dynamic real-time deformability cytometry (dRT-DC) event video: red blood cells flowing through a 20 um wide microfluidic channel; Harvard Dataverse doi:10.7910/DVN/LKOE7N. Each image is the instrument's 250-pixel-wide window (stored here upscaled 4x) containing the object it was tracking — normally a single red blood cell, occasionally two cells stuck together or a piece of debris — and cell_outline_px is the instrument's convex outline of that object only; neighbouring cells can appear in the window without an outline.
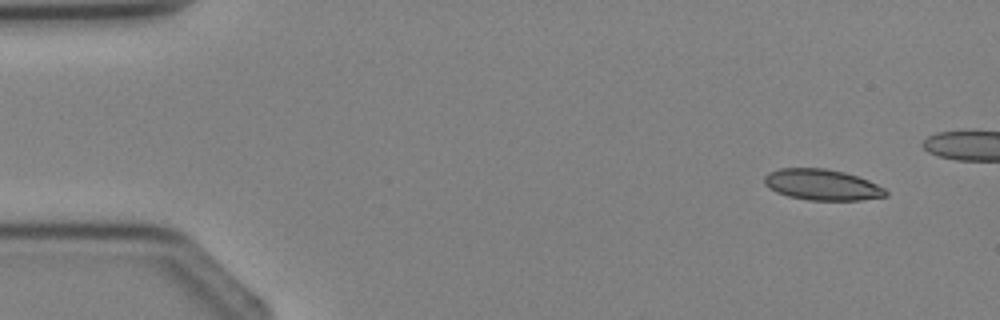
{"species": "Egyptian fruit bat (a non-hibernating species)", "species_latin": "Rousettus aegyptiacus", "temperature_condition": "cold", "stored_images_in_passage": 4, "camera_frame_rate_fps": 3000, "um_per_image_px": 0.085, "animal": {"sex": "female"}, "frame": {"image": 1, "passage_image": 1, "time_ms": 0.0, "image_size_px": [1000, 320], "cell_outline_px": [[888, 196], [860, 200], [808, 200], [788, 196], [776, 192], [768, 188], [764, 184], [764, 176], [768, 172], [780, 168], [824, 168], [844, 172], [868, 180], [884, 188], [888, 192]], "centroid_in_image_um": [69.85, 15.7], "position_along_channel_um": 15.2, "area_um2": 21.96}}